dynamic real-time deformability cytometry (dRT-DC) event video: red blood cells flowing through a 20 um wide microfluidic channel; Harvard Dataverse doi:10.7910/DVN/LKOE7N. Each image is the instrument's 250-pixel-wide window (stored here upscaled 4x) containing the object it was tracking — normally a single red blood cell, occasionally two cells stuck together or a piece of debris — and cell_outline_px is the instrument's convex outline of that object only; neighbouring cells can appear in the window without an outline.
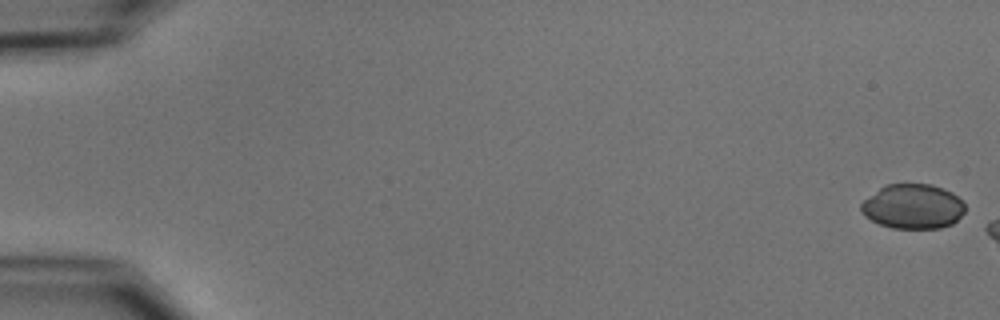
{"species": "common noctule bat (a hibernating species)", "species_latin": "Nyctalus noctula", "temperature_condition": "cold", "stored_images_in_passage": 6, "camera_frame_rate_fps": 3000, "um_per_image_px": 0.085, "animal": {"sex": "male", "body_mass_g": 15.6}, "frame": {"image": 1, "passage_image": 1, "time_ms": 0.0, "image_size_px": [1000, 320], "cell_outline_px": [[964, 212], [952, 224], [940, 228], [892, 228], [880, 224], [864, 216], [860, 212], [860, 204], [864, 200], [880, 188], [888, 184], [932, 184], [944, 188], [952, 192], [964, 200]], "centroid_in_image_um": [77.61, 17.54], "position_along_channel_um": 7.4, "area_um2": 27.17}}